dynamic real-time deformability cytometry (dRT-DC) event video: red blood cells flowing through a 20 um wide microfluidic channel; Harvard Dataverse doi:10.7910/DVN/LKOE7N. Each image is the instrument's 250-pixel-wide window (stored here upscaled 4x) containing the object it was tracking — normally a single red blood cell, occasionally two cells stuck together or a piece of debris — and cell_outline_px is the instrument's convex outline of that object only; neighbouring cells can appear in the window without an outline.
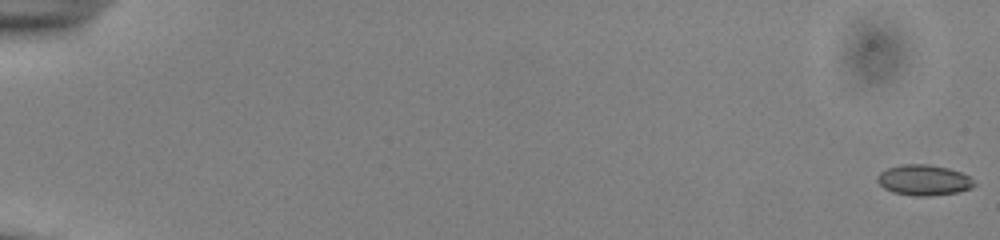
{"species": "common noctule bat (a hibernating species)", "species_latin": "Nyctalus noctula", "temperature_condition": "cold", "stored_images_in_passage": 11, "camera_frame_rate_fps": 3000, "um_per_image_px": 0.085, "animal": {"sex": "male", "body_mass_g": 13.0, "forearm_length_mm": 53.1}, "frame": {"image": 1, "passage_image": 1, "time_ms": 0.0, "image_size_px": [1000, 240], "cell_outline_px": [[976, 184], [972, 188], [960, 192], [928, 196], [916, 196], [892, 192], [884, 188], [876, 180], [876, 176], [880, 172], [888, 168], [900, 164], [928, 164], [948, 168], [960, 172], [968, 176]], "centroid_in_image_um": [78.51, 15.31], "position_along_channel_um": 6.5, "area_um2": 17.34}}